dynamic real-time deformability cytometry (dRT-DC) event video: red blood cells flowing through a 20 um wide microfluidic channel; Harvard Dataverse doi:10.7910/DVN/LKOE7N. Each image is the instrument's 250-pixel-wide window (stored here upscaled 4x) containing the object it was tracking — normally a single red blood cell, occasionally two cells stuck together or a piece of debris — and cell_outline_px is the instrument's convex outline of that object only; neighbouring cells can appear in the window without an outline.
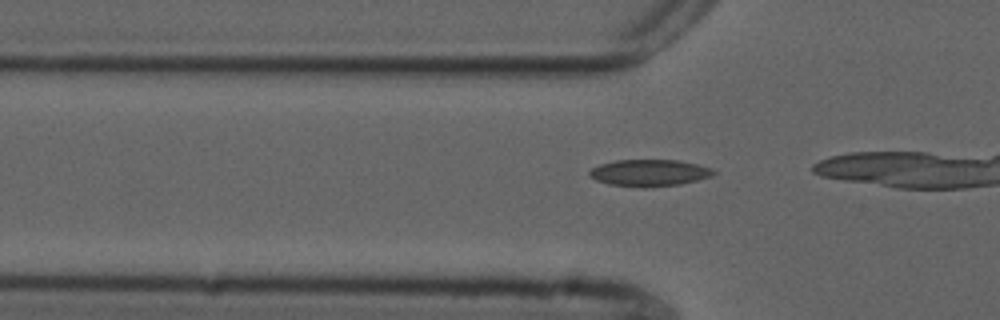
{"species": "common noctule bat (a hibernating species)", "species_latin": "Nyctalus noctula", "temperature_condition": "cold", "stored_images_in_passage": 5, "camera_frame_rate_fps": 3000, "um_per_image_px": 0.085, "animal": {"sex": "male", "forearm_length_mm": 52.5}, "frame": {"image": 1, "passage_image": 2, "time_ms": 0.333, "image_size_px": [1000, 320], "cell_outline_px": [[716, 172], [712, 176], [680, 184], [644, 188], [640, 188], [608, 184], [596, 180], [588, 176], [588, 172], [592, 168], [600, 164], [616, 160], [680, 160], [712, 168]], "centroid_in_image_um": [55.17, 14.7], "position_along_channel_um": 70.6, "area_um2": 19.48}}